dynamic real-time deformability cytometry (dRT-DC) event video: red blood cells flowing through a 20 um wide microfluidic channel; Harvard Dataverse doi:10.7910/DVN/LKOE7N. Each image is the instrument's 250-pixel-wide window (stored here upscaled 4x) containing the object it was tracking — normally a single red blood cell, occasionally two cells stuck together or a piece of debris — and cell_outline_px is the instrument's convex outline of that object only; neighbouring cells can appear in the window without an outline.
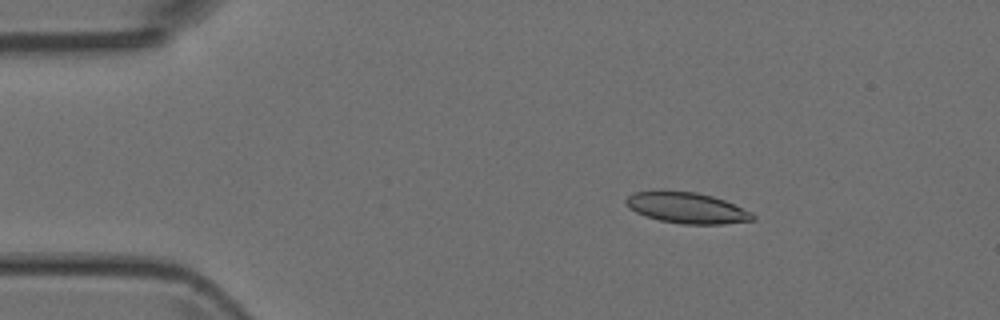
{"species": "Egyptian fruit bat (a non-hibernating species)", "species_latin": "Rousettus aegyptiacus", "temperature_condition": "room temperature", "stored_images_in_passage": 4, "camera_frame_rate_fps": 3000, "um_per_image_px": 0.085, "animal": {"sex": "female"}, "frame": {"image": 1, "passage_image": 1, "time_ms": 0.0, "image_size_px": [1000, 320], "cell_outline_px": [[756, 220], [724, 224], [684, 224], [660, 220], [644, 216], [628, 208], [624, 200], [632, 192], [696, 192], [712, 196], [724, 200], [752, 212], [756, 216]], "centroid_in_image_um": [58.41, 17.69], "position_along_channel_um": 26.6, "area_um2": 22.6}}
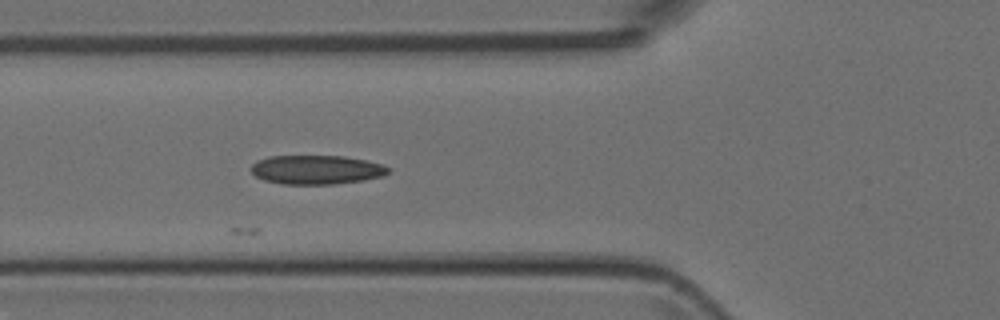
{"frame": {"image": 2, "passage_image": 4, "time_ms": 3.333, "image_size_px": [1000, 320], "cell_outline_px": [[392, 168], [384, 176], [364, 180], [336, 184], [280, 184], [264, 180], [256, 176], [252, 172], [252, 164], [256, 160], [268, 156], [344, 156], [384, 164]], "centroid_in_image_um": [26.92, 14.42], "position_along_channel_um": 98.9, "area_um2": 23.41}}